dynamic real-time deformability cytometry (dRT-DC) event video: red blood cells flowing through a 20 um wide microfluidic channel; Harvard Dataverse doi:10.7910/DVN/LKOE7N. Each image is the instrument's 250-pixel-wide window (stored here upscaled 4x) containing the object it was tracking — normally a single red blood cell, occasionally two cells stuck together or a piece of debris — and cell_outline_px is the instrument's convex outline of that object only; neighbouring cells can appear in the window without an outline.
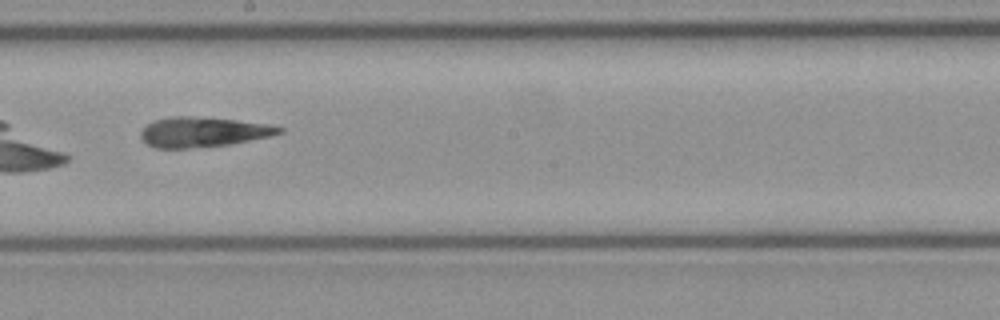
{"species": "common noctule bat (a hibernating species)", "species_latin": "Nyctalus noctula", "temperature_condition": "cold", "stored_images_in_passage": 31, "camera_frame_rate_fps": 3000, "um_per_image_px": 0.085, "animal": {"sex": "female", "body_mass_g": 21.9}, "frame": {"image": 1, "passage_image": 13, "time_ms": 4.0, "image_size_px": [1000, 320], "cell_outline_px": [[284, 132], [272, 136], [228, 144], [188, 148], [152, 148], [140, 136], [140, 132], [148, 124], [156, 120], [172, 116], [188, 116], [236, 120], [268, 124], [284, 128]], "centroid_in_image_um": [17.27, 11.22], "position_along_channel_um": 230.9, "area_um2": 23.93}}
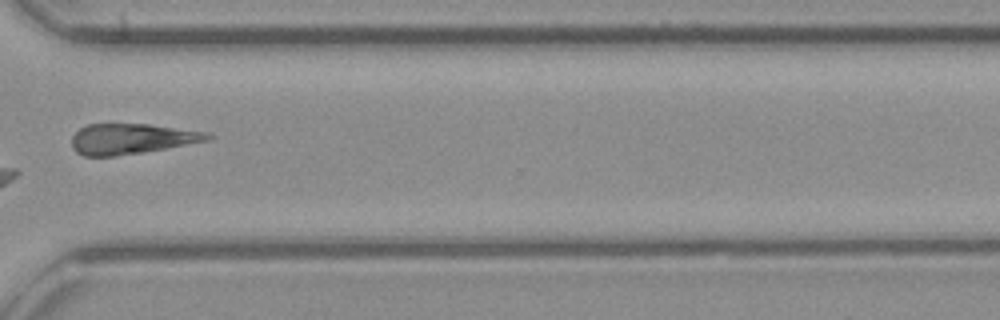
{"frame": {"image": 2, "passage_image": 22, "time_ms": 7.0, "image_size_px": [1000, 320], "cell_outline_px": [[212, 136], [208, 140], [164, 148], [116, 156], [84, 156], [76, 152], [72, 148], [72, 136], [80, 128], [88, 124], [148, 124], [208, 132]], "centroid_in_image_um": [11.13, 11.79], "position_along_channel_um": 359.5, "area_um2": 23.76}}